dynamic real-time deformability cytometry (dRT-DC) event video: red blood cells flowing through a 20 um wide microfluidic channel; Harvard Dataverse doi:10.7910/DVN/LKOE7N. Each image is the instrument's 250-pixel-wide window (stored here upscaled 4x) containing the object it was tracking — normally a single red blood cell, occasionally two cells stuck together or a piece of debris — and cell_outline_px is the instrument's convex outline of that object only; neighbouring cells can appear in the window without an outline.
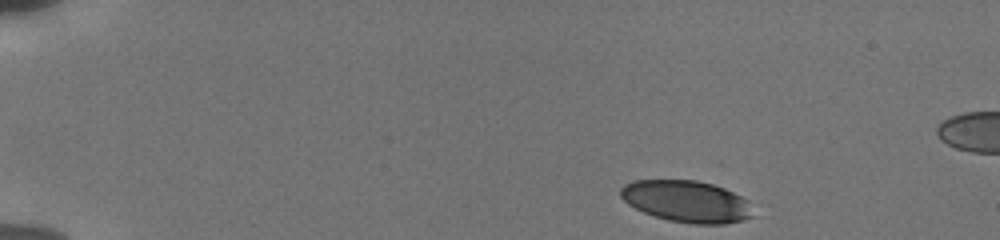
{"species": "human", "species_latin": "Homo sapiens", "temperature_condition": "cold", "stored_images_in_passage": 47, "camera_frame_rate_fps": 3000, "um_per_image_px": 0.085, "donor": {"sex": "male"}, "frame": {"image": 1, "passage_image": 1, "time_ms": 0.0, "image_size_px": [1000, 240], "cell_outline_px": [[756, 216], [744, 220], [724, 224], [692, 224], [668, 220], [644, 212], [628, 204], [620, 196], [620, 188], [624, 184], [632, 180], [696, 180], [712, 184], [724, 188], [748, 200]], "centroid_in_image_um": [58.39, 17.12], "position_along_channel_um": 26.6, "area_um2": 32.37}}
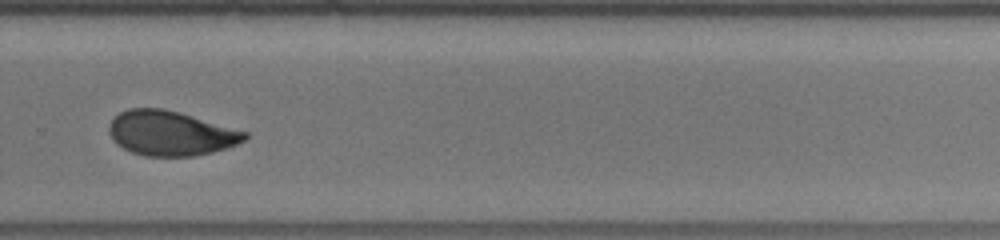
{"frame": {"image": 2, "passage_image": 32, "time_ms": 10.333, "image_size_px": [1000, 240], "cell_outline_px": [[248, 136], [244, 140], [236, 144], [212, 152], [192, 156], [144, 156], [132, 152], [116, 144], [112, 140], [108, 132], [108, 124], [120, 112], [128, 108], [164, 108], [180, 112], [248, 132]], "centroid_in_image_um": [14.47, 11.32], "position_along_channel_um": 315.3, "area_um2": 35.37}}
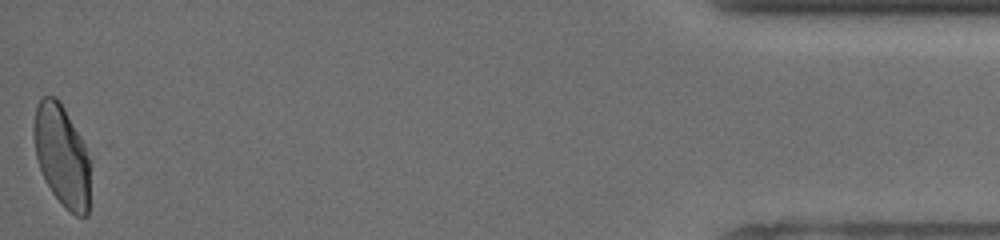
{"frame": {"image": 3, "passage_image": 47, "time_ms": 15.333, "image_size_px": [1000, 240], "cell_outline_px": [[88, 216], [76, 216], [64, 208], [52, 192], [44, 180], [36, 156], [32, 132], [32, 128], [36, 104], [44, 96], [56, 96], [64, 108], [84, 144], [88, 156]], "centroid_in_image_um": [5.21, 13.22], "position_along_channel_um": 430.0, "area_um2": 33.18}, "authors_computed_cell_mechanics": {"area_um2": 35.3736, "velocity_mm_per_s": 3.8368, "shape_relaxation_time_tau1_ms": 5.5304, "shape_relaxation_time_tau2_ms": 2.3976, "deformation_change_tau1": 0.1419, "deformation_change_tau2": 0.0762}}